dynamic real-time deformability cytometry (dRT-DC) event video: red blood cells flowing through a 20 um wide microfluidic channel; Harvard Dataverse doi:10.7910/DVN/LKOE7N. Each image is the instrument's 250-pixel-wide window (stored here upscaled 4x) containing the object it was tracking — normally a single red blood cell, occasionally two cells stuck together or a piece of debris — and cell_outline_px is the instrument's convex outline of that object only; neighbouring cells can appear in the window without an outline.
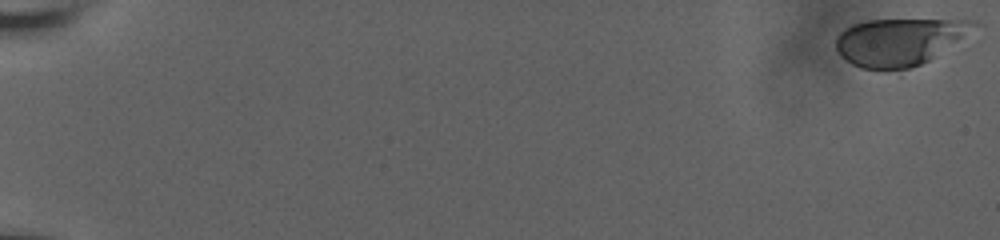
{"species": "human", "species_latin": "Homo sapiens", "temperature_condition": "room temperature", "stored_images_in_passage": 44, "camera_frame_rate_fps": 3000, "um_per_image_px": 0.085, "donor": {"sex": "male"}, "frame": {"image": 1, "passage_image": 1, "time_ms": 0.0, "image_size_px": [1000, 240], "cell_outline_px": [[984, 24], [928, 60], [920, 64], [908, 68], [860, 68], [852, 64], [840, 56], [836, 48], [836, 36], [840, 32], [856, 24], [868, 20], [976, 20]], "centroid_in_image_um": [76.48, 3.52], "position_along_channel_um": 8.5, "area_um2": 37.4}}
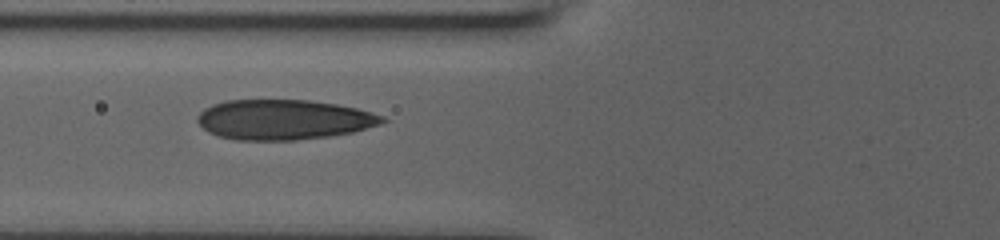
{"frame": {"image": 2, "passage_image": 25, "time_ms": 8.333, "image_size_px": [1000, 240], "cell_outline_px": [[388, 120], [380, 124], [352, 132], [332, 136], [296, 140], [236, 140], [220, 136], [208, 132], [196, 120], [196, 116], [204, 108], [212, 104], [224, 100], [308, 100], [336, 104], [356, 108], [384, 116]], "centroid_in_image_um": [24.09, 10.17], "position_along_channel_um": 101.7, "area_um2": 43.23}}
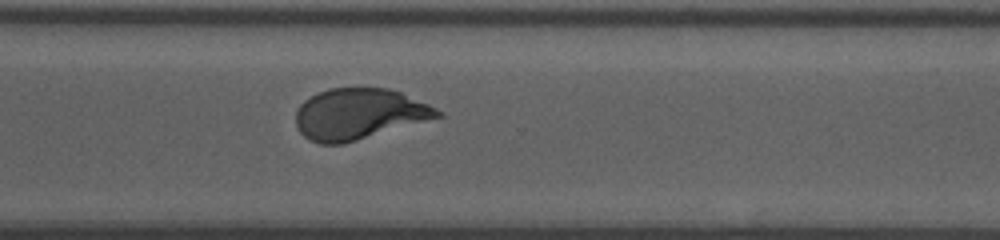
{"frame": {"image": 3, "passage_image": 44, "time_ms": 14.667, "image_size_px": [1000, 240], "cell_outline_px": [[444, 116], [344, 144], [320, 144], [308, 140], [300, 132], [296, 124], [296, 108], [304, 100], [328, 88], [388, 88], [400, 92], [428, 104], [444, 112]], "centroid_in_image_um": [30.51, 9.7], "position_along_channel_um": 340.1, "area_um2": 42.19}}